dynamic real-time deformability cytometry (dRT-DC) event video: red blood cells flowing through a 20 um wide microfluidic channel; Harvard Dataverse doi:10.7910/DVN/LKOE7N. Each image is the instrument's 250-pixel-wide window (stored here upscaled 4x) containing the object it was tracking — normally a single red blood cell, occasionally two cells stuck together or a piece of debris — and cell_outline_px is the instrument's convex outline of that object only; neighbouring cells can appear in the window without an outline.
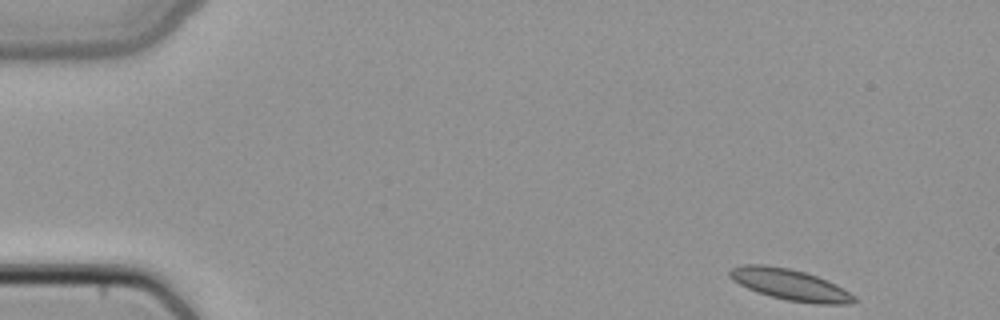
{"species": "common noctule bat (a hibernating species)", "species_latin": "Nyctalus noctula", "temperature_condition": "cold", "stored_images_in_passage": 46, "camera_frame_rate_fps": 3000, "um_per_image_px": 0.085, "animal": {"sex": "female", "body_mass_g": 22.7, "forearm_length_mm": 54.2}, "frame": {"image": 1, "passage_image": 1, "time_ms": 0.0, "image_size_px": [1000, 320], "cell_outline_px": [[860, 300], [852, 304], [816, 304], [788, 300], [772, 296], [748, 288], [732, 280], [728, 276], [728, 272], [732, 268], [744, 264], [764, 264], [788, 268], [804, 272], [816, 276], [836, 284], [844, 288]], "centroid_in_image_um": [67.19, 24.2], "position_along_channel_um": 17.8, "area_um2": 22.48}}
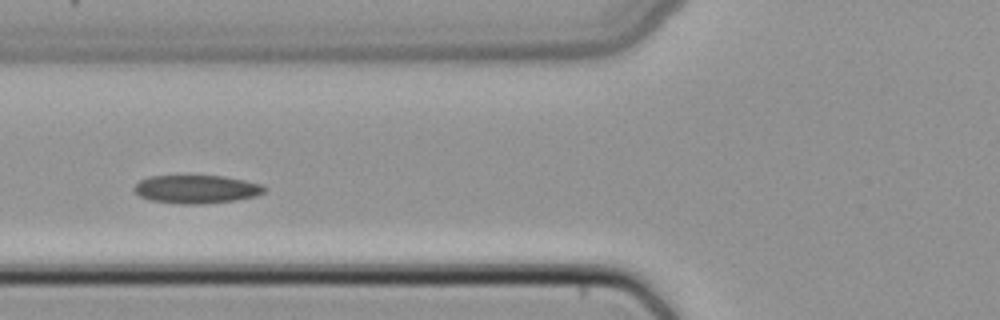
{"frame": {"image": 2, "passage_image": 16, "time_ms": 5.0, "image_size_px": [1000, 320], "cell_outline_px": [[268, 188], [264, 192], [256, 196], [236, 200], [200, 204], [184, 204], [152, 200], [140, 196], [132, 188], [140, 180], [148, 176], [224, 176], [264, 184]], "centroid_in_image_um": [16.74, 16.07], "position_along_channel_um": 109.1, "area_um2": 21.44}}
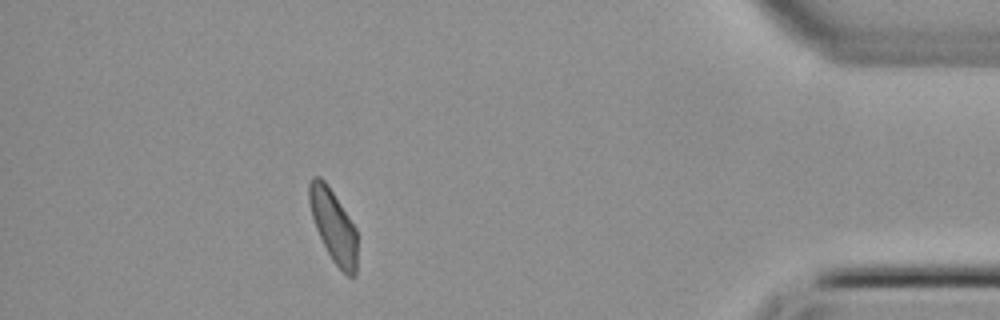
{"frame": {"image": 3, "passage_image": 41, "time_ms": 13.333, "image_size_px": [1000, 320], "cell_outline_px": [[356, 276], [348, 276], [332, 260], [316, 228], [312, 216], [308, 200], [308, 184], [312, 176], [320, 176], [328, 184], [356, 228]], "centroid_in_image_um": [28.32, 19.14], "position_along_channel_um": 406.9, "area_um2": 20.11}}